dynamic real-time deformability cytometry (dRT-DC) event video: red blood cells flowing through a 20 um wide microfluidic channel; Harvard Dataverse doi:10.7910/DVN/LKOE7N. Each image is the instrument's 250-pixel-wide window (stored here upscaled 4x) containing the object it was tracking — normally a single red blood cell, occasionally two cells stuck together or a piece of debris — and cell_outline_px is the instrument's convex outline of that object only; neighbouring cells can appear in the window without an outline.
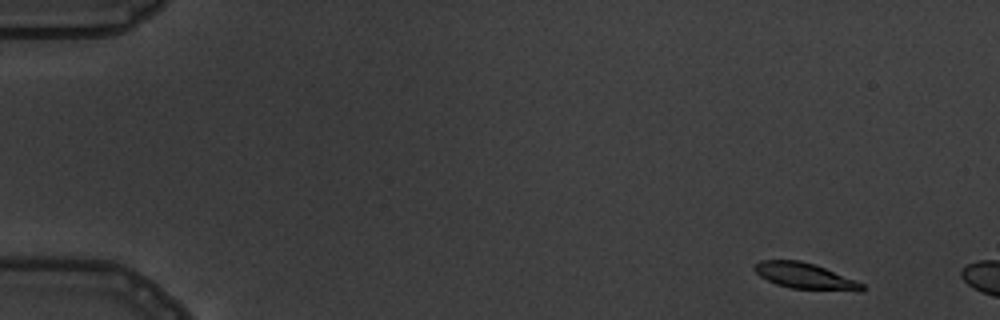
{"species": "common noctule bat (a hibernating species)", "species_latin": "Nyctalus noctula", "temperature_condition": "warm", "stored_images_in_passage": 3, "camera_frame_rate_fps": 3000, "um_per_image_px": 0.085, "animal": {"sex": "male", "body_mass_g": 19.5, "forearm_length_mm": 54.6}, "frame": {"image": 1, "passage_image": 1, "time_ms": 0.0, "image_size_px": [1000, 320], "cell_outline_px": [[864, 288], [860, 292], [792, 288], [776, 284], [760, 276], [752, 268], [752, 264], [760, 260], [800, 260], [824, 268], [864, 284]], "centroid_in_image_um": [68.38, 23.46], "position_along_channel_um": 16.6, "area_um2": 16.18}}